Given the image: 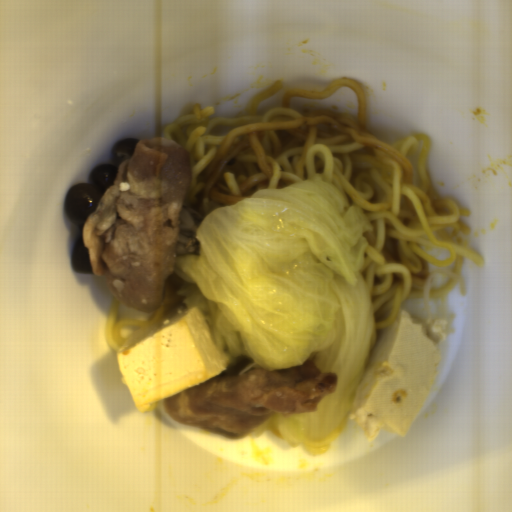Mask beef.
<instances>
[{
    "instance_id": "beef-2",
    "label": "beef",
    "mask_w": 512,
    "mask_h": 512,
    "mask_svg": "<svg viewBox=\"0 0 512 512\" xmlns=\"http://www.w3.org/2000/svg\"><path fill=\"white\" fill-rule=\"evenodd\" d=\"M252 362L244 358L163 400L165 412L186 425L247 433L274 412L315 413L320 399L337 387V373L321 371L312 359L301 366L250 369L241 374Z\"/></svg>"
},
{
    "instance_id": "beef-1",
    "label": "beef",
    "mask_w": 512,
    "mask_h": 512,
    "mask_svg": "<svg viewBox=\"0 0 512 512\" xmlns=\"http://www.w3.org/2000/svg\"><path fill=\"white\" fill-rule=\"evenodd\" d=\"M193 180L189 152L173 139H140L83 221L93 274L118 303L157 311L174 269L183 201Z\"/></svg>"
}]
</instances>
